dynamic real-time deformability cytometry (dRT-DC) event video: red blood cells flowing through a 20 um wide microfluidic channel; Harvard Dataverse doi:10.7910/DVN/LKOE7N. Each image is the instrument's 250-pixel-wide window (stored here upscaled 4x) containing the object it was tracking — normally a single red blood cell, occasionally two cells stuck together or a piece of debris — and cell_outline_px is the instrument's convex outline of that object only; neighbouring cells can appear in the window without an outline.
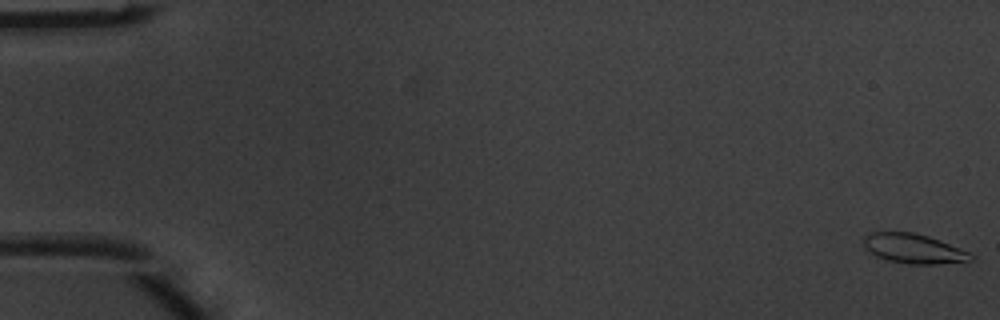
{"species": "common noctule bat (a hibernating species)", "species_latin": "Nyctalus noctula", "temperature_condition": "warm", "stored_images_in_passage": 7, "camera_frame_rate_fps": 3000, "um_per_image_px": 0.085, "animal": {"sex": "male", "body_mass_g": 20.1, "forearm_length_mm": 53.5}, "frame": {"image": 1, "passage_image": 1, "time_ms": 0.0, "image_size_px": [1000, 320], "cell_outline_px": [[976, 260], [936, 264], [908, 264], [888, 260], [876, 256], [864, 248], [860, 244], [864, 236], [868, 232], [912, 232], [928, 236], [940, 240], [960, 248], [968, 252]], "centroid_in_image_um": [77.6, 21.13], "position_along_channel_um": 7.4, "area_um2": 18.67}}
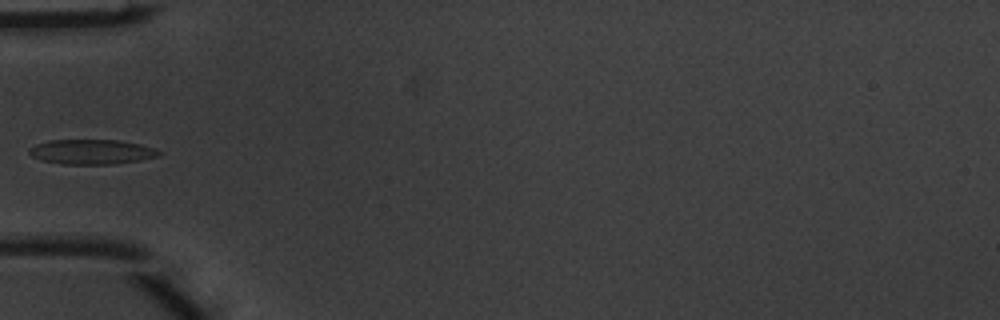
{"frame": {"image": 2, "passage_image": 6, "time_ms": 1.667, "image_size_px": [1000, 320], "cell_outline_px": [[160, 156], [140, 160], [116, 164], [60, 164], [44, 160], [32, 156], [28, 152], [28, 148], [36, 144], [48, 140], [116, 140], [140, 144], [156, 148], [160, 152]], "centroid_in_image_um": [7.79, 12.9], "position_along_channel_um": 77.2, "area_um2": 18.79}}
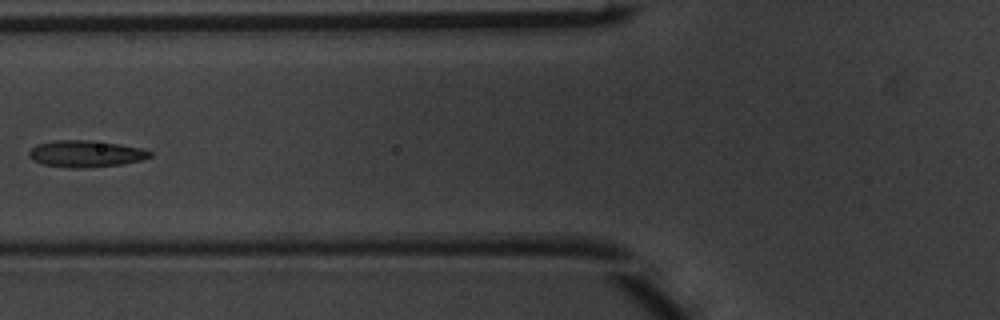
{"frame": {"image": 3, "passage_image": 7, "time_ms": 2.0, "image_size_px": [1000, 320], "cell_outline_px": [[152, 156], [140, 160], [120, 164], [84, 168], [68, 168], [44, 164], [32, 160], [28, 156], [28, 152], [36, 144], [52, 140], [92, 140], [120, 144], [144, 148], [152, 152]], "centroid_in_image_um": [7.27, 13.06], "position_along_channel_um": 118.5, "area_um2": 18.96}}